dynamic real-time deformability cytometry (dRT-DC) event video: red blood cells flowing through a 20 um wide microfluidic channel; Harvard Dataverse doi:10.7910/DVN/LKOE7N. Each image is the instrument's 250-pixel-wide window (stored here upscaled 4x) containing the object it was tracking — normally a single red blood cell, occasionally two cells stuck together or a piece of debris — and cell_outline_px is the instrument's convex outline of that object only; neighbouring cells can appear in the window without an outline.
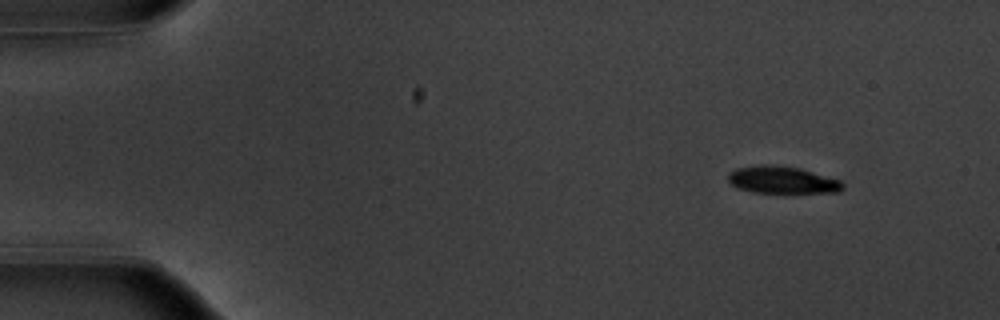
{"species": "common noctule bat (a hibernating species)", "species_latin": "Nyctalus noctula", "temperature_condition": "warm", "stored_images_in_passage": 49, "camera_frame_rate_fps": 3000, "um_per_image_px": 0.085, "animal": {"sex": "male", "body_mass_g": 20.1, "forearm_length_mm": 53.5}, "frame": {"image": 1, "passage_image": 1, "time_ms": 0.0, "image_size_px": [1000, 320], "cell_outline_px": [[844, 188], [840, 192], [784, 196], [752, 192], [736, 188], [728, 180], [728, 172], [736, 168], [760, 164], [768, 164], [800, 168], [840, 180], [844, 184]], "centroid_in_image_um": [66.52, 15.36], "position_along_channel_um": 18.5, "area_um2": 19.42}}
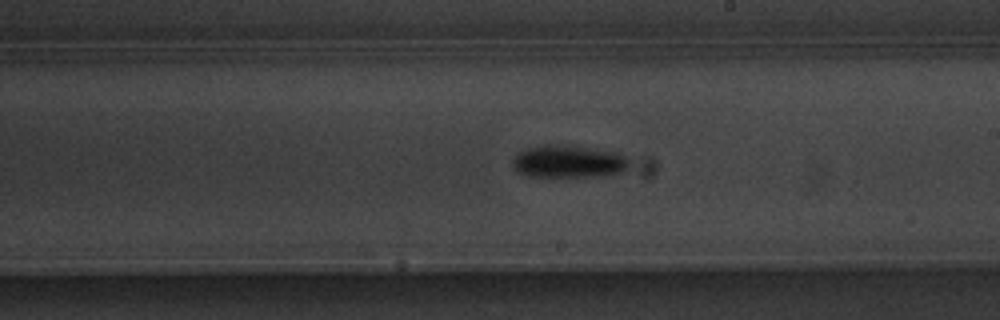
{"frame": {"image": 2, "passage_image": 27, "time_ms": 8.667, "image_size_px": [1000, 320], "cell_outline_px": [[628, 168], [624, 172], [604, 176], [528, 176], [516, 172], [512, 168], [512, 160], [520, 152], [528, 148], [544, 144], [572, 144], [616, 152], [628, 156]], "centroid_in_image_um": [48.34, 13.71], "position_along_channel_um": 240.7, "area_um2": 22.6}}
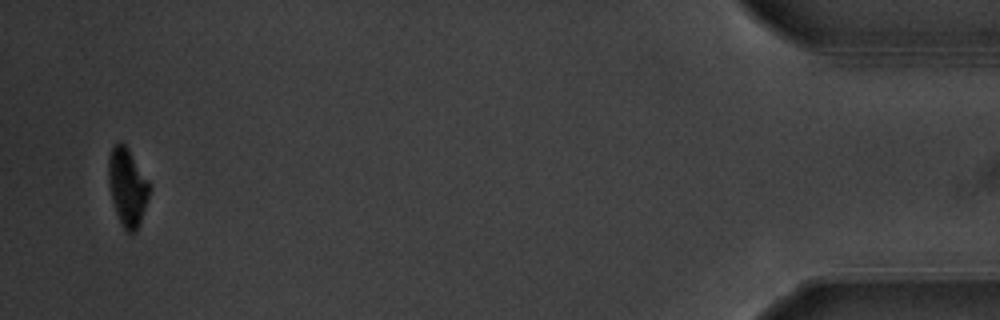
{"frame": {"image": 3, "passage_image": 48, "time_ms": 15.667, "image_size_px": [1000, 320], "cell_outline_px": [[152, 184], [140, 224], [136, 232], [128, 232], [120, 224], [112, 200], [108, 180], [108, 156], [112, 144], [120, 140], [128, 148]], "centroid_in_image_um": [10.83, 15.85], "position_along_channel_um": 424.4, "area_um2": 18.96}, "authors_computed_cell_mechanics": {"area_um2": 20.1722, "velocity_mm_per_s": 3.7475, "shape_relaxation_time_tau1_ms": 2.2891, "shape_relaxation_time_tau2_ms": null, "deformation_change_tau1": 0.1447, "deformation_change_tau2": null}}